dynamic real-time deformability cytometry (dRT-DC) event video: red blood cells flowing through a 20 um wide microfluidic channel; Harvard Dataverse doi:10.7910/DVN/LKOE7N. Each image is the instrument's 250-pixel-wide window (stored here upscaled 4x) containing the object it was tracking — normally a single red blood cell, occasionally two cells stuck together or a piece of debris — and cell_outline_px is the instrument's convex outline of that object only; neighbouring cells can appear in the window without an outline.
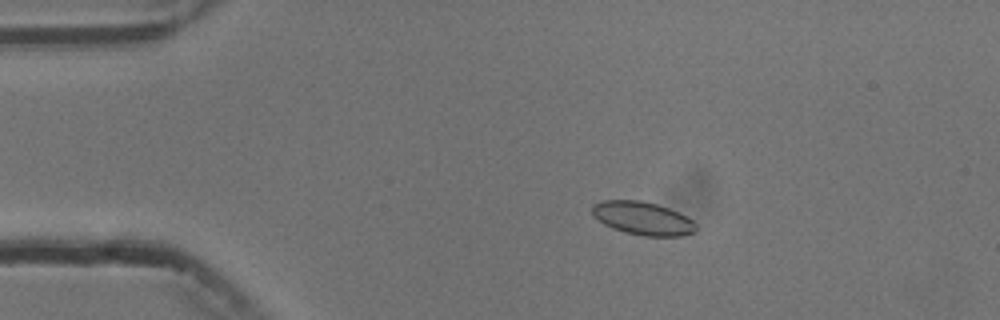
{"species": "common noctule bat (a hibernating species)", "species_latin": "Nyctalus noctula", "temperature_condition": "cold", "stored_images_in_passage": 6, "camera_frame_rate_fps": 3000, "um_per_image_px": 0.085, "animal": {"sex": "male", "body_mass_g": 13.3}, "frame": {"image": 1, "passage_image": 3, "time_ms": 2.333, "image_size_px": [1000, 320], "cell_outline_px": [[696, 232], [684, 236], [644, 236], [624, 232], [612, 228], [604, 224], [592, 216], [592, 204], [604, 200], [640, 200], [656, 204], [680, 212], [688, 216], [696, 224]], "centroid_in_image_um": [54.65, 18.56], "position_along_channel_um": 30.4, "area_um2": 20.35}}
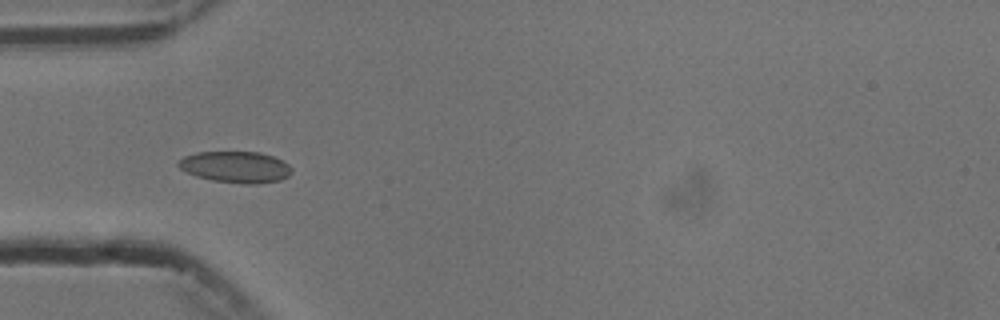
{"frame": {"image": 2, "passage_image": 5, "time_ms": 4.667, "image_size_px": [1000, 320], "cell_outline_px": [[292, 172], [288, 176], [280, 180], [256, 184], [244, 184], [212, 180], [196, 176], [180, 168], [176, 164], [184, 156], [196, 152], [260, 152], [272, 156], [288, 164], [292, 168]], "centroid_in_image_um": [20.03, 14.19], "position_along_channel_um": 65.0, "area_um2": 20.63}}
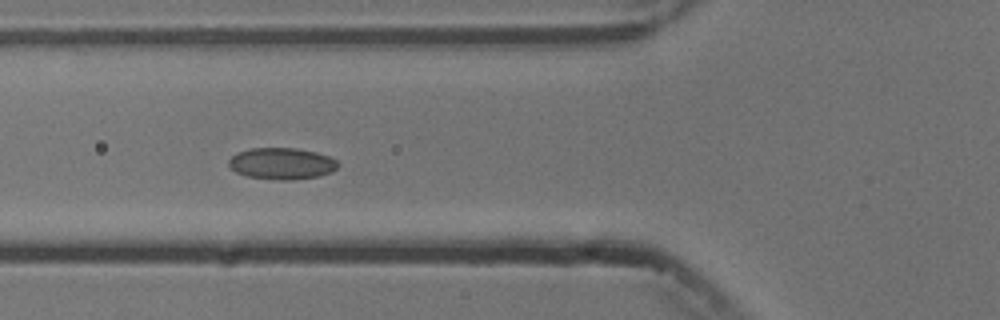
{"frame": {"image": 3, "passage_image": 6, "time_ms": 5.667, "image_size_px": [1000, 320], "cell_outline_px": [[340, 164], [332, 172], [320, 176], [292, 180], [280, 180], [248, 176], [236, 172], [228, 164], [228, 160], [236, 152], [252, 148], [296, 148], [316, 152], [328, 156], [336, 160]], "centroid_in_image_um": [23.96, 13.9], "position_along_channel_um": 101.8, "area_um2": 20.11}}